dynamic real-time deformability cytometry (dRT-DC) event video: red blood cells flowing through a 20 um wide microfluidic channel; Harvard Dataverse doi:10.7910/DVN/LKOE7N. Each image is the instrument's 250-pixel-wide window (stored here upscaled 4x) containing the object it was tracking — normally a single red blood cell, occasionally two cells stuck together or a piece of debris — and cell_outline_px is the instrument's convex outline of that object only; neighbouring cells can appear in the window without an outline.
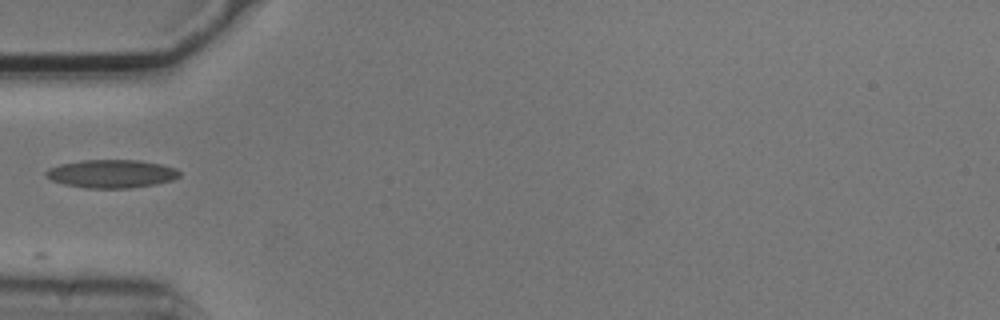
{"species": "common noctule bat (a hibernating species)", "species_latin": "Nyctalus noctula", "temperature_condition": "cold", "stored_images_in_passage": 2, "camera_frame_rate_fps": 3000, "um_per_image_px": 0.085, "animal": {"sex": "male", "body_mass_g": 20.5, "forearm_length_mm": 52.5}, "frame": {"image": 1, "passage_image": 1, "time_ms": 0.0, "image_size_px": [1000, 320], "cell_outline_px": [[180, 176], [172, 180], [156, 184], [128, 188], [88, 188], [64, 184], [52, 180], [44, 176], [44, 172], [48, 168], [60, 164], [80, 160], [140, 160], [160, 164], [176, 168], [180, 172]], "centroid_in_image_um": [9.46, 14.76], "position_along_channel_um": 75.5, "area_um2": 22.02}}